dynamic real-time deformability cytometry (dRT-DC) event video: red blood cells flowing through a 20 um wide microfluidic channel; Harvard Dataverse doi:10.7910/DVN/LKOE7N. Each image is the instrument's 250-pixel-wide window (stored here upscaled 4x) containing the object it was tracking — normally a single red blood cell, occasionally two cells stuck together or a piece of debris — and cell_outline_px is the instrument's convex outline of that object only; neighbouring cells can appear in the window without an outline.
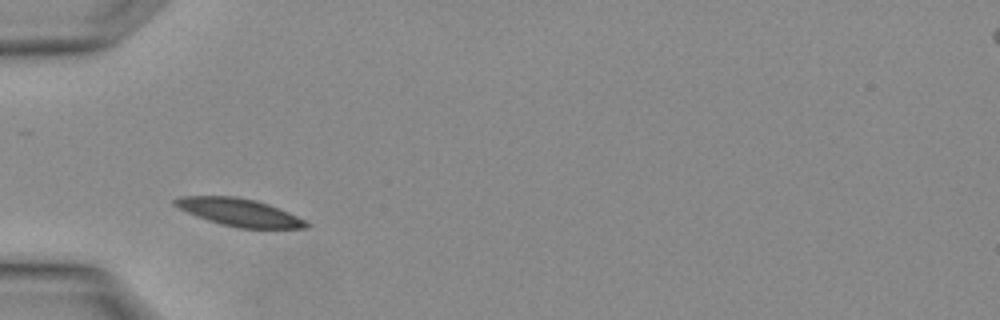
{"species": "Egyptian fruit bat (a non-hibernating species)", "species_latin": "Rousettus aegyptiacus", "temperature_condition": "warm", "stored_images_in_passage": 1, "camera_frame_rate_fps": 3000, "um_per_image_px": 0.085, "animal": {"sex": "female"}, "frame": {"image": 1, "passage_image": 1, "time_ms": 0.0, "image_size_px": [1000, 320], "cell_outline_px": [[312, 224], [308, 228], [240, 228], [208, 220], [196, 216], [172, 204], [172, 200], [180, 196], [236, 196], [256, 200], [268, 204], [288, 212]], "centroid_in_image_um": [20.34, 18.04], "position_along_channel_um": 64.7, "area_um2": 20.92}}